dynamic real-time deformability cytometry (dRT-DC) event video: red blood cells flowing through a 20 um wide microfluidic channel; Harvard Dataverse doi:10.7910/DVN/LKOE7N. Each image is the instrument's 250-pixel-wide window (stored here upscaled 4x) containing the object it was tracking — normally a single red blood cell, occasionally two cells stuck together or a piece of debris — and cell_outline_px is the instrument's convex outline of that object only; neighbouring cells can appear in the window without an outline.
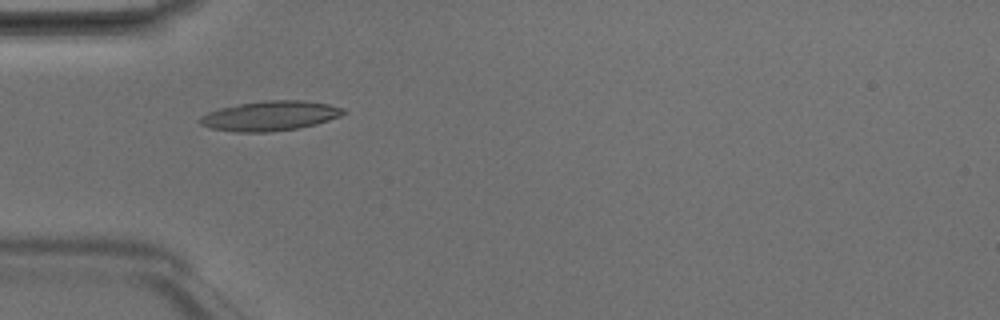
{"species": "Egyptian fruit bat (a non-hibernating species)", "species_latin": "Rousettus aegyptiacus", "temperature_condition": "room temperature", "stored_images_in_passage": 3, "camera_frame_rate_fps": 3000, "um_per_image_px": 0.085, "animal": {"sex": "male"}, "frame": {"image": 1, "passage_image": 1, "time_ms": 0.0, "image_size_px": [1000, 320], "cell_outline_px": [[348, 112], [340, 116], [316, 124], [296, 128], [268, 132], [236, 132], [212, 128], [200, 124], [196, 120], [200, 116], [208, 112], [220, 108], [240, 104], [264, 100], [304, 100], [328, 104], [344, 108]], "centroid_in_image_um": [22.95, 9.84], "position_along_channel_um": 62.0, "area_um2": 24.85}}